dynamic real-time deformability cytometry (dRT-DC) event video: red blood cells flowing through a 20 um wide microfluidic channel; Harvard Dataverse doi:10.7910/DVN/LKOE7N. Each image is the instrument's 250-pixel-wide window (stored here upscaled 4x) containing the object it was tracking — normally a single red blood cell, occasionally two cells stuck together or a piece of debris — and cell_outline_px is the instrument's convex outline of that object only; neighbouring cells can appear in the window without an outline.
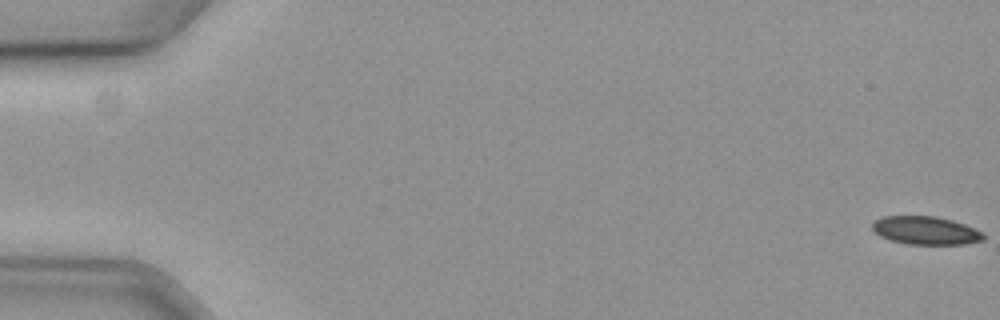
{"species": "common noctule bat (a hibernating species)", "species_latin": "Nyctalus noctula", "temperature_condition": "cold", "stored_images_in_passage": 60, "camera_frame_rate_fps": 3000, "um_per_image_px": 0.085, "animal": {"sex": "female", "body_mass_g": 19.3, "forearm_length_mm": 54.1}, "frame": {"image": 1, "passage_image": 1, "time_ms": 0.0, "image_size_px": [1000, 320], "cell_outline_px": [[984, 240], [964, 244], [908, 244], [892, 240], [880, 236], [872, 228], [872, 224], [876, 220], [884, 216], [936, 216], [952, 220], [964, 224], [980, 232], [984, 236]], "centroid_in_image_um": [78.67, 19.59], "position_along_channel_um": 6.3, "area_um2": 17.98}}
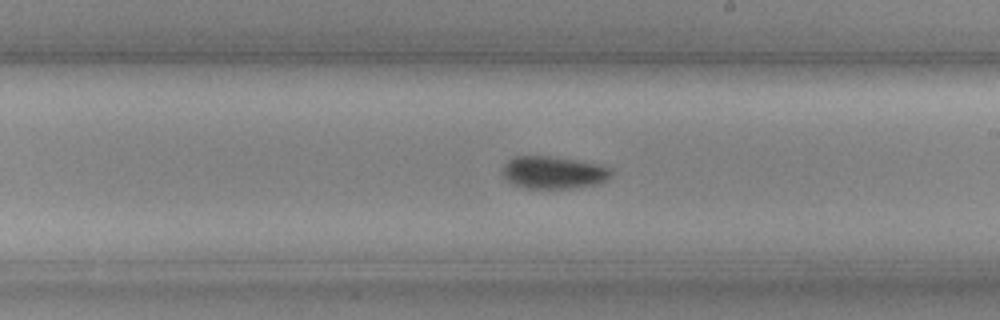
{"frame": {"image": 2, "passage_image": 35, "time_ms": 11.333, "image_size_px": [1000, 320], "cell_outline_px": [[612, 172], [604, 180], [596, 184], [572, 188], [524, 188], [512, 184], [500, 172], [504, 164], [512, 156], [548, 156], [600, 164], [608, 168]], "centroid_in_image_um": [46.96, 14.66], "position_along_channel_um": 242.0, "area_um2": 20.4}}
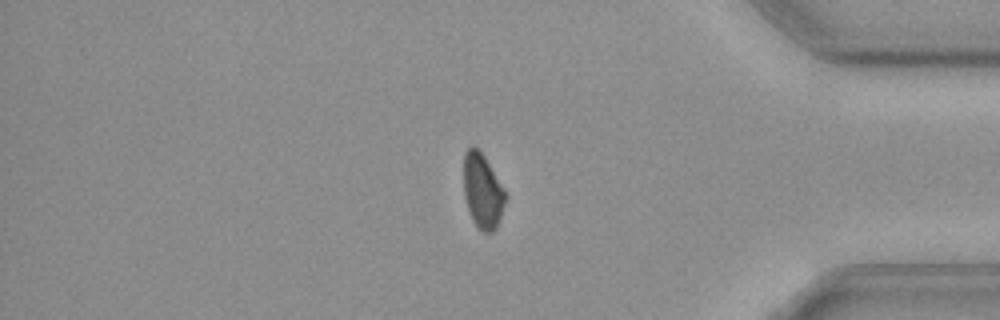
{"frame": {"image": 3, "passage_image": 50, "time_ms": 16.333, "image_size_px": [1000, 320], "cell_outline_px": [[508, 196], [496, 228], [492, 232], [480, 232], [476, 228], [472, 220], [464, 196], [464, 152], [472, 144], [484, 156]], "centroid_in_image_um": [41.01, 16.27], "position_along_channel_um": 394.2, "area_um2": 18.21}, "authors_computed_cell_mechanics": {"area_um2": 19.1896, "velocity_mm_per_s": 3.5927, "shape_relaxation_time_tau1_ms": 3.6459, "shape_relaxation_time_tau2_ms": null, "deformation_change_tau1": 0.0641, "deformation_change_tau2": null}}